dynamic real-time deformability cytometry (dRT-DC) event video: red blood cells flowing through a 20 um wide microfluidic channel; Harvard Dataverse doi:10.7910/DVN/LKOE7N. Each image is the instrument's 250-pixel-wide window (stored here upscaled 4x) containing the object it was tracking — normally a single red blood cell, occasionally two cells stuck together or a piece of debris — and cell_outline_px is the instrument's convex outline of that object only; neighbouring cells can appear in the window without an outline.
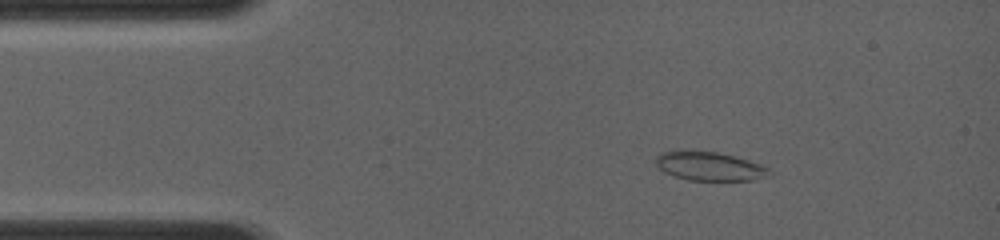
{"species": "common noctule bat (a hibernating species)", "species_latin": "Nyctalus noctula", "temperature_condition": "room temperature", "stored_images_in_passage": 6, "camera_frame_rate_fps": 4000, "um_per_image_px": 0.085, "animal": {"sex": "female", "body_mass_g": 19.0, "forearm_length_mm": 56.7}, "frame": {"image": 1, "passage_image": 1, "time_ms": 0.0, "image_size_px": [1000, 240], "cell_outline_px": [[772, 176], [752, 180], [688, 180], [664, 172], [656, 164], [656, 156], [660, 152], [672, 148], [688, 148], [716, 152], [736, 156], [760, 164], [768, 168], [772, 172]], "centroid_in_image_um": [60.26, 14.08], "position_along_channel_um": 24.7, "area_um2": 19.77}}
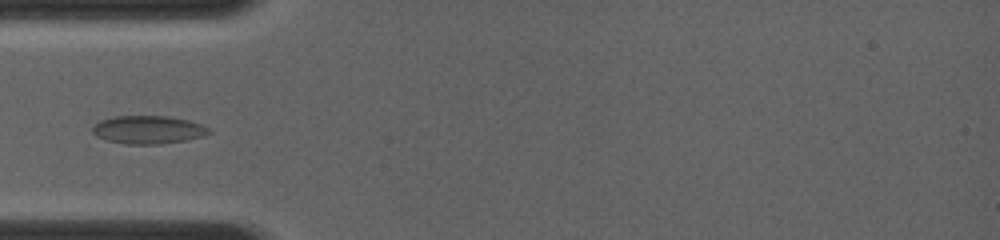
{"frame": {"image": 2, "passage_image": 5, "time_ms": 2.25, "image_size_px": [1000, 240], "cell_outline_px": [[212, 132], [204, 136], [188, 140], [160, 144], [124, 144], [108, 140], [96, 136], [92, 132], [92, 128], [100, 120], [116, 116], [168, 116], [188, 120], [200, 124], [208, 128]], "centroid_in_image_um": [12.61, 11.03], "position_along_channel_um": 72.4, "area_um2": 19.07}}